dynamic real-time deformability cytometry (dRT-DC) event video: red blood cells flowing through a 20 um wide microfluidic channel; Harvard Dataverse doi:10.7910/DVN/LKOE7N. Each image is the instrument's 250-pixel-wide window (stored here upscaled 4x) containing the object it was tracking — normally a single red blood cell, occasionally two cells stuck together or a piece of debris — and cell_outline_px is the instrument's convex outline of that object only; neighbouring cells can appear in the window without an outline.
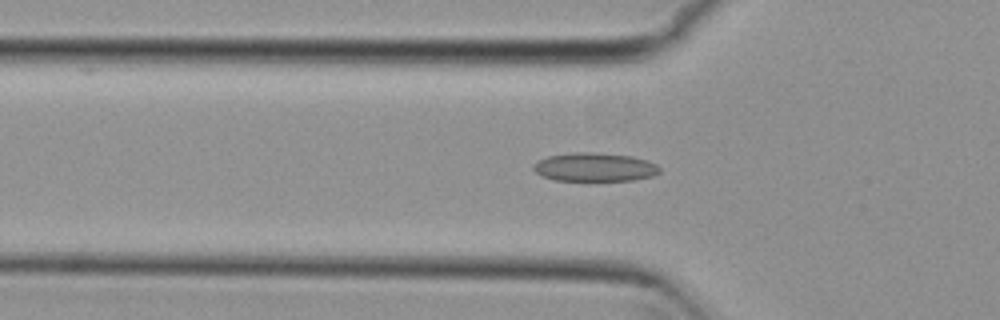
{"species": "common noctule bat (a hibernating species)", "species_latin": "Nyctalus noctula", "temperature_condition": "cold", "stored_images_in_passage": 53, "camera_frame_rate_fps": 3000, "um_per_image_px": 0.085, "animal": {"sex": "female", "body_mass_g": 29.2, "forearm_length_mm": 56.3}, "frame": {"image": 1, "passage_image": 19, "time_ms": 6.0, "image_size_px": [1000, 320], "cell_outline_px": [[660, 172], [652, 176], [632, 180], [556, 180], [544, 176], [536, 172], [532, 168], [532, 164], [548, 156], [572, 152], [592, 152], [632, 156], [648, 160], [656, 164], [660, 168]], "centroid_in_image_um": [50.56, 14.19], "position_along_channel_um": 75.2, "area_um2": 20.92}}
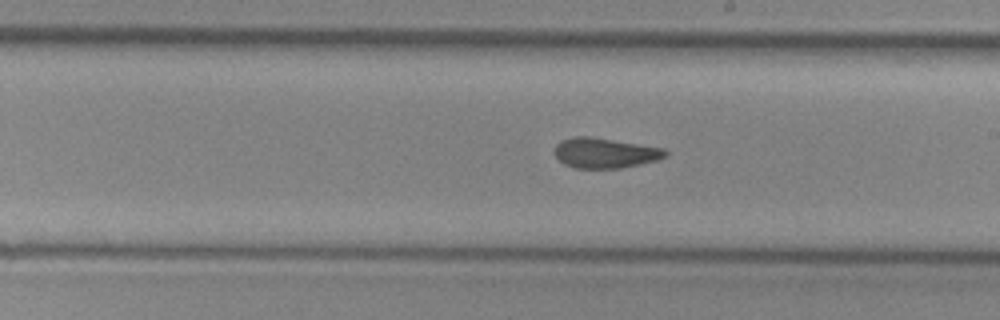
{"frame": {"image": 2, "passage_image": 32, "time_ms": 10.333, "image_size_px": [1000, 320], "cell_outline_px": [[668, 156], [656, 160], [640, 164], [620, 168], [572, 168], [564, 164], [552, 152], [552, 148], [560, 140], [572, 136], [592, 136], [664, 148], [668, 152]], "centroid_in_image_um": [51.37, 12.99], "position_along_channel_um": 237.6, "area_um2": 19.83}}
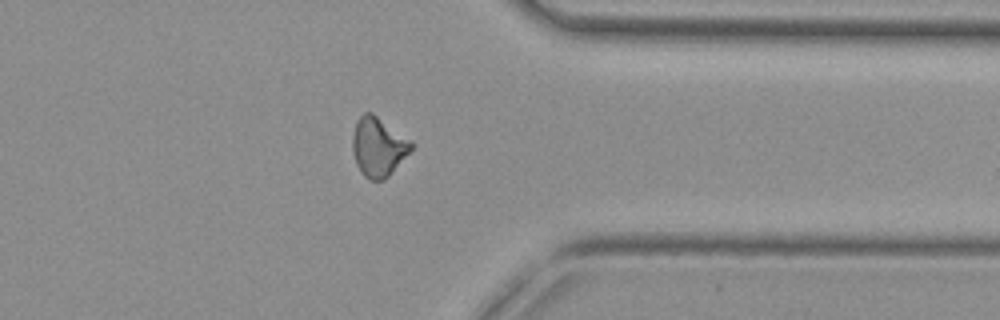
{"frame": {"image": 3, "passage_image": 44, "time_ms": 14.333, "image_size_px": [1000, 320], "cell_outline_px": [[412, 148], [392, 172], [384, 180], [368, 180], [360, 172], [356, 164], [352, 152], [352, 136], [356, 120], [364, 112], [372, 112], [412, 140]], "centroid_in_image_um": [32.12, 12.47], "position_along_channel_um": 379.3, "area_um2": 20.4}, "authors_computed_cell_mechanics": {"area_um2": 20.1722, "velocity_mm_per_s": 3.7364, "shape_relaxation_time_tau1_ms": null, "shape_relaxation_time_tau2_ms": 2.8909, "deformation_change_tau1": null, "deformation_change_tau2": 0.0893}}